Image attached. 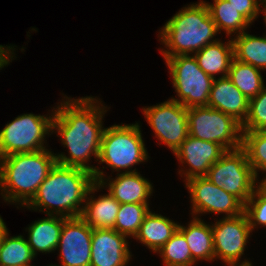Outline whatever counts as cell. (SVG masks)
Instances as JSON below:
<instances>
[{
	"instance_id": "30",
	"label": "cell",
	"mask_w": 266,
	"mask_h": 266,
	"mask_svg": "<svg viewBox=\"0 0 266 266\" xmlns=\"http://www.w3.org/2000/svg\"><path fill=\"white\" fill-rule=\"evenodd\" d=\"M241 128L242 132L266 131V86L249 100L248 115Z\"/></svg>"
},
{
	"instance_id": "28",
	"label": "cell",
	"mask_w": 266,
	"mask_h": 266,
	"mask_svg": "<svg viewBox=\"0 0 266 266\" xmlns=\"http://www.w3.org/2000/svg\"><path fill=\"white\" fill-rule=\"evenodd\" d=\"M149 211V204H120L113 229L129 238H134Z\"/></svg>"
},
{
	"instance_id": "37",
	"label": "cell",
	"mask_w": 266,
	"mask_h": 266,
	"mask_svg": "<svg viewBox=\"0 0 266 266\" xmlns=\"http://www.w3.org/2000/svg\"><path fill=\"white\" fill-rule=\"evenodd\" d=\"M261 6H263L262 9H266V0H262V5Z\"/></svg>"
},
{
	"instance_id": "27",
	"label": "cell",
	"mask_w": 266,
	"mask_h": 266,
	"mask_svg": "<svg viewBox=\"0 0 266 266\" xmlns=\"http://www.w3.org/2000/svg\"><path fill=\"white\" fill-rule=\"evenodd\" d=\"M242 148L256 178H259V171H262V174L266 172V131L242 132ZM265 178L266 174L260 183Z\"/></svg>"
},
{
	"instance_id": "36",
	"label": "cell",
	"mask_w": 266,
	"mask_h": 266,
	"mask_svg": "<svg viewBox=\"0 0 266 266\" xmlns=\"http://www.w3.org/2000/svg\"><path fill=\"white\" fill-rule=\"evenodd\" d=\"M260 184L266 189V178Z\"/></svg>"
},
{
	"instance_id": "5",
	"label": "cell",
	"mask_w": 266,
	"mask_h": 266,
	"mask_svg": "<svg viewBox=\"0 0 266 266\" xmlns=\"http://www.w3.org/2000/svg\"><path fill=\"white\" fill-rule=\"evenodd\" d=\"M138 123L112 125L105 128L98 158L100 164L111 167L113 172H137L132 166L147 162L149 156Z\"/></svg>"
},
{
	"instance_id": "34",
	"label": "cell",
	"mask_w": 266,
	"mask_h": 266,
	"mask_svg": "<svg viewBox=\"0 0 266 266\" xmlns=\"http://www.w3.org/2000/svg\"><path fill=\"white\" fill-rule=\"evenodd\" d=\"M8 228L5 224V222L3 221V218L0 216V244L2 241V238L4 236V234L7 232Z\"/></svg>"
},
{
	"instance_id": "6",
	"label": "cell",
	"mask_w": 266,
	"mask_h": 266,
	"mask_svg": "<svg viewBox=\"0 0 266 266\" xmlns=\"http://www.w3.org/2000/svg\"><path fill=\"white\" fill-rule=\"evenodd\" d=\"M205 177L217 187L236 197L243 205L260 184L242 147L227 150L210 167Z\"/></svg>"
},
{
	"instance_id": "3",
	"label": "cell",
	"mask_w": 266,
	"mask_h": 266,
	"mask_svg": "<svg viewBox=\"0 0 266 266\" xmlns=\"http://www.w3.org/2000/svg\"><path fill=\"white\" fill-rule=\"evenodd\" d=\"M56 163L51 149L0 158V194L4 201L25 207Z\"/></svg>"
},
{
	"instance_id": "29",
	"label": "cell",
	"mask_w": 266,
	"mask_h": 266,
	"mask_svg": "<svg viewBox=\"0 0 266 266\" xmlns=\"http://www.w3.org/2000/svg\"><path fill=\"white\" fill-rule=\"evenodd\" d=\"M165 266H194L195 261L184 235L177 232L157 252Z\"/></svg>"
},
{
	"instance_id": "32",
	"label": "cell",
	"mask_w": 266,
	"mask_h": 266,
	"mask_svg": "<svg viewBox=\"0 0 266 266\" xmlns=\"http://www.w3.org/2000/svg\"><path fill=\"white\" fill-rule=\"evenodd\" d=\"M228 1L237 11L243 15L252 25L254 20L262 13L263 9H260L262 0H226Z\"/></svg>"
},
{
	"instance_id": "26",
	"label": "cell",
	"mask_w": 266,
	"mask_h": 266,
	"mask_svg": "<svg viewBox=\"0 0 266 266\" xmlns=\"http://www.w3.org/2000/svg\"><path fill=\"white\" fill-rule=\"evenodd\" d=\"M35 257L23 235L9 237L7 230L0 244V266H33Z\"/></svg>"
},
{
	"instance_id": "16",
	"label": "cell",
	"mask_w": 266,
	"mask_h": 266,
	"mask_svg": "<svg viewBox=\"0 0 266 266\" xmlns=\"http://www.w3.org/2000/svg\"><path fill=\"white\" fill-rule=\"evenodd\" d=\"M104 176L100 182L103 187L120 204H149V198L153 194V186L148 179L138 172L117 173L115 179L112 176ZM109 181V182H108Z\"/></svg>"
},
{
	"instance_id": "18",
	"label": "cell",
	"mask_w": 266,
	"mask_h": 266,
	"mask_svg": "<svg viewBox=\"0 0 266 266\" xmlns=\"http://www.w3.org/2000/svg\"><path fill=\"white\" fill-rule=\"evenodd\" d=\"M103 188L99 182L91 186L80 215L92 229H113L119 212L120 203L109 192L94 198V193Z\"/></svg>"
},
{
	"instance_id": "25",
	"label": "cell",
	"mask_w": 266,
	"mask_h": 266,
	"mask_svg": "<svg viewBox=\"0 0 266 266\" xmlns=\"http://www.w3.org/2000/svg\"><path fill=\"white\" fill-rule=\"evenodd\" d=\"M261 71L250 64L233 59L227 77L250 100L258 95L265 86Z\"/></svg>"
},
{
	"instance_id": "14",
	"label": "cell",
	"mask_w": 266,
	"mask_h": 266,
	"mask_svg": "<svg viewBox=\"0 0 266 266\" xmlns=\"http://www.w3.org/2000/svg\"><path fill=\"white\" fill-rule=\"evenodd\" d=\"M226 150L215 142L203 141L190 135L173 153L182 164H187L185 170L181 168L178 172L184 181L193 177H203L208 174L210 167L218 161Z\"/></svg>"
},
{
	"instance_id": "22",
	"label": "cell",
	"mask_w": 266,
	"mask_h": 266,
	"mask_svg": "<svg viewBox=\"0 0 266 266\" xmlns=\"http://www.w3.org/2000/svg\"><path fill=\"white\" fill-rule=\"evenodd\" d=\"M178 230L186 238L196 263L198 260L215 261L211 224L205 223L200 217H192L188 226L179 224Z\"/></svg>"
},
{
	"instance_id": "23",
	"label": "cell",
	"mask_w": 266,
	"mask_h": 266,
	"mask_svg": "<svg viewBox=\"0 0 266 266\" xmlns=\"http://www.w3.org/2000/svg\"><path fill=\"white\" fill-rule=\"evenodd\" d=\"M234 59L250 64L262 71L266 70V35L257 37L243 32L233 35Z\"/></svg>"
},
{
	"instance_id": "33",
	"label": "cell",
	"mask_w": 266,
	"mask_h": 266,
	"mask_svg": "<svg viewBox=\"0 0 266 266\" xmlns=\"http://www.w3.org/2000/svg\"><path fill=\"white\" fill-rule=\"evenodd\" d=\"M16 46H3L0 45V70H2L1 68H3L4 66L6 67V65L8 66V64L10 62H12V60L14 58H16V56L14 55V51ZM14 57V58H13Z\"/></svg>"
},
{
	"instance_id": "12",
	"label": "cell",
	"mask_w": 266,
	"mask_h": 266,
	"mask_svg": "<svg viewBox=\"0 0 266 266\" xmlns=\"http://www.w3.org/2000/svg\"><path fill=\"white\" fill-rule=\"evenodd\" d=\"M192 202V217L205 213L222 214L234 217L244 212V205L233 195L217 187L205 176L193 177L185 181Z\"/></svg>"
},
{
	"instance_id": "11",
	"label": "cell",
	"mask_w": 266,
	"mask_h": 266,
	"mask_svg": "<svg viewBox=\"0 0 266 266\" xmlns=\"http://www.w3.org/2000/svg\"><path fill=\"white\" fill-rule=\"evenodd\" d=\"M142 112L155 137L173 153L189 135L188 108L177 101L168 99L161 104L144 107Z\"/></svg>"
},
{
	"instance_id": "13",
	"label": "cell",
	"mask_w": 266,
	"mask_h": 266,
	"mask_svg": "<svg viewBox=\"0 0 266 266\" xmlns=\"http://www.w3.org/2000/svg\"><path fill=\"white\" fill-rule=\"evenodd\" d=\"M92 228L80 217L66 218L57 249L61 265L90 266Z\"/></svg>"
},
{
	"instance_id": "2",
	"label": "cell",
	"mask_w": 266,
	"mask_h": 266,
	"mask_svg": "<svg viewBox=\"0 0 266 266\" xmlns=\"http://www.w3.org/2000/svg\"><path fill=\"white\" fill-rule=\"evenodd\" d=\"M94 183L92 172L56 163L25 208L47 215L78 217Z\"/></svg>"
},
{
	"instance_id": "8",
	"label": "cell",
	"mask_w": 266,
	"mask_h": 266,
	"mask_svg": "<svg viewBox=\"0 0 266 266\" xmlns=\"http://www.w3.org/2000/svg\"><path fill=\"white\" fill-rule=\"evenodd\" d=\"M178 98H170L185 108L208 106L214 78L204 73L194 55L164 57Z\"/></svg>"
},
{
	"instance_id": "7",
	"label": "cell",
	"mask_w": 266,
	"mask_h": 266,
	"mask_svg": "<svg viewBox=\"0 0 266 266\" xmlns=\"http://www.w3.org/2000/svg\"><path fill=\"white\" fill-rule=\"evenodd\" d=\"M48 115L33 113L17 116L0 130V158L24 152L47 149L46 135L52 133L55 108Z\"/></svg>"
},
{
	"instance_id": "20",
	"label": "cell",
	"mask_w": 266,
	"mask_h": 266,
	"mask_svg": "<svg viewBox=\"0 0 266 266\" xmlns=\"http://www.w3.org/2000/svg\"><path fill=\"white\" fill-rule=\"evenodd\" d=\"M179 223L158 213H149L139 227L134 239L141 242L152 252L160 248L177 232Z\"/></svg>"
},
{
	"instance_id": "4",
	"label": "cell",
	"mask_w": 266,
	"mask_h": 266,
	"mask_svg": "<svg viewBox=\"0 0 266 266\" xmlns=\"http://www.w3.org/2000/svg\"><path fill=\"white\" fill-rule=\"evenodd\" d=\"M159 31V40L165 46L160 49L163 57L193 55L218 40L216 25L201 0L183 7Z\"/></svg>"
},
{
	"instance_id": "9",
	"label": "cell",
	"mask_w": 266,
	"mask_h": 266,
	"mask_svg": "<svg viewBox=\"0 0 266 266\" xmlns=\"http://www.w3.org/2000/svg\"><path fill=\"white\" fill-rule=\"evenodd\" d=\"M189 135L220 144L226 151L242 147L241 124L232 116L209 106L188 108Z\"/></svg>"
},
{
	"instance_id": "17",
	"label": "cell",
	"mask_w": 266,
	"mask_h": 266,
	"mask_svg": "<svg viewBox=\"0 0 266 266\" xmlns=\"http://www.w3.org/2000/svg\"><path fill=\"white\" fill-rule=\"evenodd\" d=\"M208 106L232 116L242 125L248 115L249 100L225 76L214 78Z\"/></svg>"
},
{
	"instance_id": "35",
	"label": "cell",
	"mask_w": 266,
	"mask_h": 266,
	"mask_svg": "<svg viewBox=\"0 0 266 266\" xmlns=\"http://www.w3.org/2000/svg\"><path fill=\"white\" fill-rule=\"evenodd\" d=\"M262 13L264 14L263 16V20H264V22H265V24H266V9H263L262 10ZM266 26V25H265Z\"/></svg>"
},
{
	"instance_id": "21",
	"label": "cell",
	"mask_w": 266,
	"mask_h": 266,
	"mask_svg": "<svg viewBox=\"0 0 266 266\" xmlns=\"http://www.w3.org/2000/svg\"><path fill=\"white\" fill-rule=\"evenodd\" d=\"M193 55L204 73L213 78H216L217 74H220L219 77H225L234 59L232 39L224 43L218 39Z\"/></svg>"
},
{
	"instance_id": "15",
	"label": "cell",
	"mask_w": 266,
	"mask_h": 266,
	"mask_svg": "<svg viewBox=\"0 0 266 266\" xmlns=\"http://www.w3.org/2000/svg\"><path fill=\"white\" fill-rule=\"evenodd\" d=\"M127 236L115 229H93L90 266H126L131 260Z\"/></svg>"
},
{
	"instance_id": "24",
	"label": "cell",
	"mask_w": 266,
	"mask_h": 266,
	"mask_svg": "<svg viewBox=\"0 0 266 266\" xmlns=\"http://www.w3.org/2000/svg\"><path fill=\"white\" fill-rule=\"evenodd\" d=\"M213 4L206 1L205 4L208 8L209 15L216 25L218 33L221 30L225 31L226 36L232 37L243 33L249 26L250 22L241 15L236 8H234L226 0H213Z\"/></svg>"
},
{
	"instance_id": "31",
	"label": "cell",
	"mask_w": 266,
	"mask_h": 266,
	"mask_svg": "<svg viewBox=\"0 0 266 266\" xmlns=\"http://www.w3.org/2000/svg\"><path fill=\"white\" fill-rule=\"evenodd\" d=\"M251 231L258 226L266 227V189L259 184L244 205Z\"/></svg>"
},
{
	"instance_id": "1",
	"label": "cell",
	"mask_w": 266,
	"mask_h": 266,
	"mask_svg": "<svg viewBox=\"0 0 266 266\" xmlns=\"http://www.w3.org/2000/svg\"><path fill=\"white\" fill-rule=\"evenodd\" d=\"M55 108L52 120V133L60 137L63 147L68 148L69 156L63 152L55 154L56 162L63 166L79 167L93 173L95 182L104 179L101 167L88 164L92 155L98 161L101 139L104 131L103 118L107 107L98 98L91 96L73 99L64 96Z\"/></svg>"
},
{
	"instance_id": "10",
	"label": "cell",
	"mask_w": 266,
	"mask_h": 266,
	"mask_svg": "<svg viewBox=\"0 0 266 266\" xmlns=\"http://www.w3.org/2000/svg\"><path fill=\"white\" fill-rule=\"evenodd\" d=\"M211 228L215 260H222L225 266L252 265L248 259L240 260L252 233L245 212L234 217L216 220Z\"/></svg>"
},
{
	"instance_id": "19",
	"label": "cell",
	"mask_w": 266,
	"mask_h": 266,
	"mask_svg": "<svg viewBox=\"0 0 266 266\" xmlns=\"http://www.w3.org/2000/svg\"><path fill=\"white\" fill-rule=\"evenodd\" d=\"M48 217L34 221L26 231L28 232V244L35 256L38 252L52 253L57 250L61 229L65 217L47 215Z\"/></svg>"
}]
</instances>
